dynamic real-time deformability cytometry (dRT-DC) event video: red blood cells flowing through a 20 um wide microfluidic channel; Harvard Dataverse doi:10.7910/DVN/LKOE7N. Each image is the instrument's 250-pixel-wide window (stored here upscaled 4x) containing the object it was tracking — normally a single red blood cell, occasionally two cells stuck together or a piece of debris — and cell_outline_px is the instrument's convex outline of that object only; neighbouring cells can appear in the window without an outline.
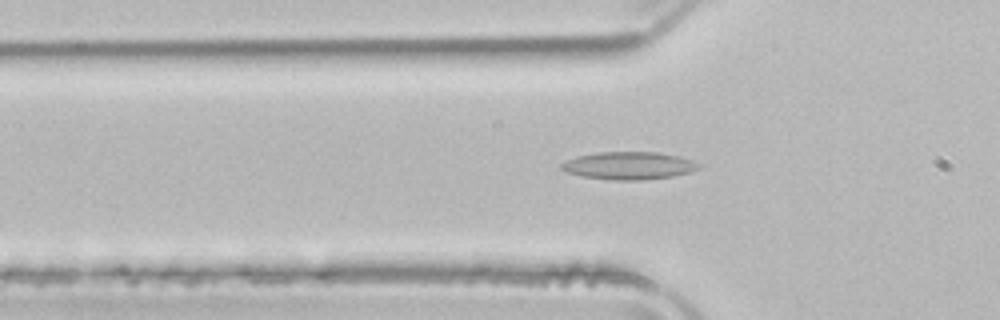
{"species": "common noctule bat (a hibernating species)", "species_latin": "Nyctalus noctula", "temperature_condition": "room temperature", "stored_images_in_passage": 47, "camera_frame_rate_fps": 3000, "um_per_image_px": 0.085, "animal": {"sex": "male", "body_mass_g": 21.5, "forearm_length_mm": 52.0}, "frame": {"image": 1, "passage_image": 12, "time_ms": 3.667, "image_size_px": [1000, 320], "cell_outline_px": [[700, 168], [688, 172], [672, 176], [640, 180], [608, 180], [580, 176], [568, 172], [560, 168], [560, 164], [576, 156], [600, 152], [656, 152], [676, 156], [692, 160], [700, 164]], "centroid_in_image_um": [53.42, 14.08], "position_along_channel_um": 72.4, "area_um2": 21.96}}
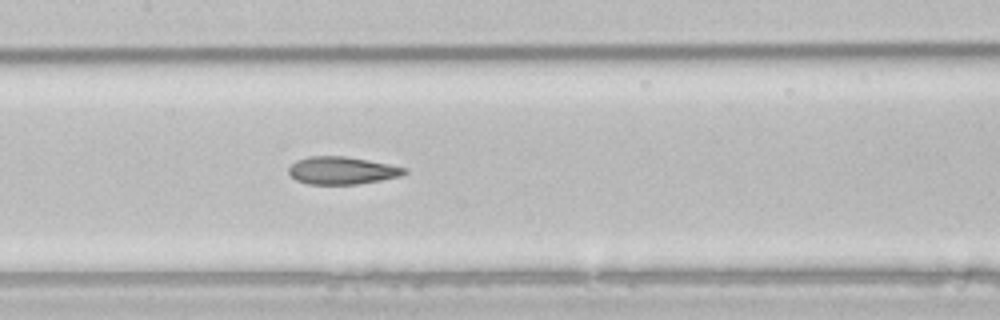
{"frame": {"image": 2, "passage_image": 20, "time_ms": 6.333, "image_size_px": [1000, 320], "cell_outline_px": [[408, 172], [400, 176], [380, 180], [356, 184], [308, 184], [296, 180], [288, 172], [288, 168], [296, 160], [308, 156], [348, 156], [408, 168]], "centroid_in_image_um": [29.06, 14.48], "position_along_channel_um": 178.3, "area_um2": 18.61}}
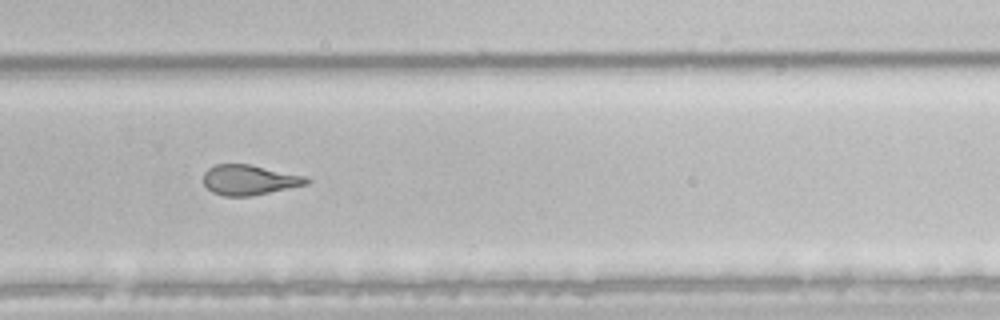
{"frame": {"image": 3, "passage_image": 30, "time_ms": 9.667, "image_size_px": [1000, 320], "cell_outline_px": [[312, 180], [308, 184], [252, 196], [224, 196], [212, 192], [204, 184], [204, 172], [208, 168], [216, 164], [248, 164], [308, 176]], "centroid_in_image_um": [21.22, 15.29], "position_along_channel_um": 308.6, "area_um2": 18.21}, "authors_computed_cell_mechanics": {"area_um2": 20.6924, "velocity_mm_per_s": 3.9329, "shape_relaxation_time_tau1_ms": null, "shape_relaxation_time_tau2_ms": 2.3912, "deformation_change_tau1": null, "deformation_change_tau2": 0.1146}}